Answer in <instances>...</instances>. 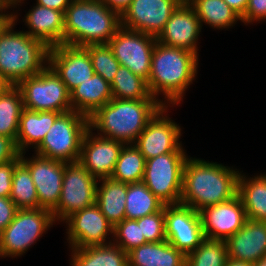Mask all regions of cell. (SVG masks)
Listing matches in <instances>:
<instances>
[{"mask_svg":"<svg viewBox=\"0 0 266 266\" xmlns=\"http://www.w3.org/2000/svg\"><path fill=\"white\" fill-rule=\"evenodd\" d=\"M240 172L223 164L187 158L183 168L180 203L199 212L237 195Z\"/></svg>","mask_w":266,"mask_h":266,"instance_id":"1","label":"cell"},{"mask_svg":"<svg viewBox=\"0 0 266 266\" xmlns=\"http://www.w3.org/2000/svg\"><path fill=\"white\" fill-rule=\"evenodd\" d=\"M198 55L156 41L147 81L150 94L163 105H178L197 75ZM163 94L166 100L158 99ZM167 101V102H166ZM169 103V104H168Z\"/></svg>","mask_w":266,"mask_h":266,"instance_id":"2","label":"cell"},{"mask_svg":"<svg viewBox=\"0 0 266 266\" xmlns=\"http://www.w3.org/2000/svg\"><path fill=\"white\" fill-rule=\"evenodd\" d=\"M17 18V14L12 15L0 29V77L11 86L48 65L49 48L24 31H14Z\"/></svg>","mask_w":266,"mask_h":266,"instance_id":"3","label":"cell"},{"mask_svg":"<svg viewBox=\"0 0 266 266\" xmlns=\"http://www.w3.org/2000/svg\"><path fill=\"white\" fill-rule=\"evenodd\" d=\"M162 106L157 99L112 98L89 117V128L97 130L99 136L134 144L148 121Z\"/></svg>","mask_w":266,"mask_h":266,"instance_id":"4","label":"cell"},{"mask_svg":"<svg viewBox=\"0 0 266 266\" xmlns=\"http://www.w3.org/2000/svg\"><path fill=\"white\" fill-rule=\"evenodd\" d=\"M121 27V15L101 0H72L64 14V44H108Z\"/></svg>","mask_w":266,"mask_h":266,"instance_id":"5","label":"cell"},{"mask_svg":"<svg viewBox=\"0 0 266 266\" xmlns=\"http://www.w3.org/2000/svg\"><path fill=\"white\" fill-rule=\"evenodd\" d=\"M89 130V118L77 111L61 113L35 154L63 162L78 161L85 133Z\"/></svg>","mask_w":266,"mask_h":266,"instance_id":"6","label":"cell"},{"mask_svg":"<svg viewBox=\"0 0 266 266\" xmlns=\"http://www.w3.org/2000/svg\"><path fill=\"white\" fill-rule=\"evenodd\" d=\"M53 223L56 222L48 209H18L12 222L0 233V257L22 256Z\"/></svg>","mask_w":266,"mask_h":266,"instance_id":"7","label":"cell"},{"mask_svg":"<svg viewBox=\"0 0 266 266\" xmlns=\"http://www.w3.org/2000/svg\"><path fill=\"white\" fill-rule=\"evenodd\" d=\"M16 86L21 90L25 109L59 113L72 110L70 92L49 65L38 74L21 80Z\"/></svg>","mask_w":266,"mask_h":266,"instance_id":"8","label":"cell"},{"mask_svg":"<svg viewBox=\"0 0 266 266\" xmlns=\"http://www.w3.org/2000/svg\"><path fill=\"white\" fill-rule=\"evenodd\" d=\"M186 153H166L146 160L142 182L164 204H180Z\"/></svg>","mask_w":266,"mask_h":266,"instance_id":"9","label":"cell"},{"mask_svg":"<svg viewBox=\"0 0 266 266\" xmlns=\"http://www.w3.org/2000/svg\"><path fill=\"white\" fill-rule=\"evenodd\" d=\"M98 180L79 162H65L61 196L52 210L55 222L96 203Z\"/></svg>","mask_w":266,"mask_h":266,"instance_id":"10","label":"cell"},{"mask_svg":"<svg viewBox=\"0 0 266 266\" xmlns=\"http://www.w3.org/2000/svg\"><path fill=\"white\" fill-rule=\"evenodd\" d=\"M156 41L153 35L121 26L108 45L121 66L148 81Z\"/></svg>","mask_w":266,"mask_h":266,"instance_id":"11","label":"cell"},{"mask_svg":"<svg viewBox=\"0 0 266 266\" xmlns=\"http://www.w3.org/2000/svg\"><path fill=\"white\" fill-rule=\"evenodd\" d=\"M167 109L163 105L155 113L134 143L146 160L166 153H186L179 141L181 128L165 114Z\"/></svg>","mask_w":266,"mask_h":266,"instance_id":"12","label":"cell"},{"mask_svg":"<svg viewBox=\"0 0 266 266\" xmlns=\"http://www.w3.org/2000/svg\"><path fill=\"white\" fill-rule=\"evenodd\" d=\"M165 237L177 250L185 255L195 250L205 238L200 214L183 205H164Z\"/></svg>","mask_w":266,"mask_h":266,"instance_id":"13","label":"cell"},{"mask_svg":"<svg viewBox=\"0 0 266 266\" xmlns=\"http://www.w3.org/2000/svg\"><path fill=\"white\" fill-rule=\"evenodd\" d=\"M64 221L68 225L66 233L71 248H83L112 242L106 238L109 234L113 235L114 226L102 214L96 203L72 213Z\"/></svg>","mask_w":266,"mask_h":266,"instance_id":"14","label":"cell"},{"mask_svg":"<svg viewBox=\"0 0 266 266\" xmlns=\"http://www.w3.org/2000/svg\"><path fill=\"white\" fill-rule=\"evenodd\" d=\"M20 154V161L28 168L38 196L39 208L52 211L59 202L65 171V162L48 159L39 155L25 158Z\"/></svg>","mask_w":266,"mask_h":266,"instance_id":"15","label":"cell"},{"mask_svg":"<svg viewBox=\"0 0 266 266\" xmlns=\"http://www.w3.org/2000/svg\"><path fill=\"white\" fill-rule=\"evenodd\" d=\"M181 0H132L121 15V26L157 37Z\"/></svg>","mask_w":266,"mask_h":266,"instance_id":"16","label":"cell"},{"mask_svg":"<svg viewBox=\"0 0 266 266\" xmlns=\"http://www.w3.org/2000/svg\"><path fill=\"white\" fill-rule=\"evenodd\" d=\"M48 65L64 82L69 92L94 75L85 47L61 44L49 48Z\"/></svg>","mask_w":266,"mask_h":266,"instance_id":"17","label":"cell"},{"mask_svg":"<svg viewBox=\"0 0 266 266\" xmlns=\"http://www.w3.org/2000/svg\"><path fill=\"white\" fill-rule=\"evenodd\" d=\"M205 238L224 240L241 229L246 220V212L238 195L223 203L205 207L199 211Z\"/></svg>","mask_w":266,"mask_h":266,"instance_id":"18","label":"cell"},{"mask_svg":"<svg viewBox=\"0 0 266 266\" xmlns=\"http://www.w3.org/2000/svg\"><path fill=\"white\" fill-rule=\"evenodd\" d=\"M93 134L90 128L85 133L78 161L97 180L110 178L124 143Z\"/></svg>","mask_w":266,"mask_h":266,"instance_id":"19","label":"cell"},{"mask_svg":"<svg viewBox=\"0 0 266 266\" xmlns=\"http://www.w3.org/2000/svg\"><path fill=\"white\" fill-rule=\"evenodd\" d=\"M201 29L194 8L188 2H182L172 13L156 40L163 45L182 48L199 55L197 40Z\"/></svg>","mask_w":266,"mask_h":266,"instance_id":"20","label":"cell"},{"mask_svg":"<svg viewBox=\"0 0 266 266\" xmlns=\"http://www.w3.org/2000/svg\"><path fill=\"white\" fill-rule=\"evenodd\" d=\"M228 258L256 263L266 256V221L247 218L244 226L226 240Z\"/></svg>","mask_w":266,"mask_h":266,"instance_id":"21","label":"cell"},{"mask_svg":"<svg viewBox=\"0 0 266 266\" xmlns=\"http://www.w3.org/2000/svg\"><path fill=\"white\" fill-rule=\"evenodd\" d=\"M30 37L43 42L48 48L64 43V13L36 4L24 16Z\"/></svg>","mask_w":266,"mask_h":266,"instance_id":"22","label":"cell"},{"mask_svg":"<svg viewBox=\"0 0 266 266\" xmlns=\"http://www.w3.org/2000/svg\"><path fill=\"white\" fill-rule=\"evenodd\" d=\"M112 98L111 85L95 73L70 92L72 110L88 118Z\"/></svg>","mask_w":266,"mask_h":266,"instance_id":"23","label":"cell"},{"mask_svg":"<svg viewBox=\"0 0 266 266\" xmlns=\"http://www.w3.org/2000/svg\"><path fill=\"white\" fill-rule=\"evenodd\" d=\"M60 114L54 111L38 112L24 108L15 142L19 153L26 152V148L31 145V148L34 146L33 148L36 149Z\"/></svg>","mask_w":266,"mask_h":266,"instance_id":"24","label":"cell"},{"mask_svg":"<svg viewBox=\"0 0 266 266\" xmlns=\"http://www.w3.org/2000/svg\"><path fill=\"white\" fill-rule=\"evenodd\" d=\"M128 266H186V255L167 240L148 242L128 252Z\"/></svg>","mask_w":266,"mask_h":266,"instance_id":"25","label":"cell"},{"mask_svg":"<svg viewBox=\"0 0 266 266\" xmlns=\"http://www.w3.org/2000/svg\"><path fill=\"white\" fill-rule=\"evenodd\" d=\"M246 216L257 221H266V174L246 177L240 171L237 185Z\"/></svg>","mask_w":266,"mask_h":266,"instance_id":"26","label":"cell"},{"mask_svg":"<svg viewBox=\"0 0 266 266\" xmlns=\"http://www.w3.org/2000/svg\"><path fill=\"white\" fill-rule=\"evenodd\" d=\"M98 181L102 184L97 185L96 204L106 219L115 226L125 219L127 184L111 178H103Z\"/></svg>","mask_w":266,"mask_h":266,"instance_id":"27","label":"cell"},{"mask_svg":"<svg viewBox=\"0 0 266 266\" xmlns=\"http://www.w3.org/2000/svg\"><path fill=\"white\" fill-rule=\"evenodd\" d=\"M71 250L72 266H128V253L113 242Z\"/></svg>","mask_w":266,"mask_h":266,"instance_id":"28","label":"cell"},{"mask_svg":"<svg viewBox=\"0 0 266 266\" xmlns=\"http://www.w3.org/2000/svg\"><path fill=\"white\" fill-rule=\"evenodd\" d=\"M188 3L194 8L201 27L204 22L220 30L241 21V16L223 0H189Z\"/></svg>","mask_w":266,"mask_h":266,"instance_id":"29","label":"cell"},{"mask_svg":"<svg viewBox=\"0 0 266 266\" xmlns=\"http://www.w3.org/2000/svg\"><path fill=\"white\" fill-rule=\"evenodd\" d=\"M23 109L21 90L17 86L7 85L0 90V135L16 142Z\"/></svg>","mask_w":266,"mask_h":266,"instance_id":"30","label":"cell"},{"mask_svg":"<svg viewBox=\"0 0 266 266\" xmlns=\"http://www.w3.org/2000/svg\"><path fill=\"white\" fill-rule=\"evenodd\" d=\"M164 204L141 181L127 184L125 219H139L159 212Z\"/></svg>","mask_w":266,"mask_h":266,"instance_id":"31","label":"cell"},{"mask_svg":"<svg viewBox=\"0 0 266 266\" xmlns=\"http://www.w3.org/2000/svg\"><path fill=\"white\" fill-rule=\"evenodd\" d=\"M145 166L146 159L135 144H124L110 178L126 184L141 182Z\"/></svg>","mask_w":266,"mask_h":266,"instance_id":"32","label":"cell"},{"mask_svg":"<svg viewBox=\"0 0 266 266\" xmlns=\"http://www.w3.org/2000/svg\"><path fill=\"white\" fill-rule=\"evenodd\" d=\"M111 85L112 97L121 100L156 99L148 89L147 81L127 67L118 68Z\"/></svg>","mask_w":266,"mask_h":266,"instance_id":"33","label":"cell"},{"mask_svg":"<svg viewBox=\"0 0 266 266\" xmlns=\"http://www.w3.org/2000/svg\"><path fill=\"white\" fill-rule=\"evenodd\" d=\"M9 198L18 209H38L39 202L28 168L20 161L14 168Z\"/></svg>","mask_w":266,"mask_h":266,"instance_id":"34","label":"cell"},{"mask_svg":"<svg viewBox=\"0 0 266 266\" xmlns=\"http://www.w3.org/2000/svg\"><path fill=\"white\" fill-rule=\"evenodd\" d=\"M227 258L226 241L204 238L186 255V266H225Z\"/></svg>","mask_w":266,"mask_h":266,"instance_id":"35","label":"cell"},{"mask_svg":"<svg viewBox=\"0 0 266 266\" xmlns=\"http://www.w3.org/2000/svg\"><path fill=\"white\" fill-rule=\"evenodd\" d=\"M85 48L90 56L94 73L100 75L109 84L112 83L120 63L108 44H92Z\"/></svg>","mask_w":266,"mask_h":266,"instance_id":"36","label":"cell"},{"mask_svg":"<svg viewBox=\"0 0 266 266\" xmlns=\"http://www.w3.org/2000/svg\"><path fill=\"white\" fill-rule=\"evenodd\" d=\"M112 238L113 243L127 253L135 247L148 243L142 234L141 224L134 219H123L117 223Z\"/></svg>","mask_w":266,"mask_h":266,"instance_id":"37","label":"cell"},{"mask_svg":"<svg viewBox=\"0 0 266 266\" xmlns=\"http://www.w3.org/2000/svg\"><path fill=\"white\" fill-rule=\"evenodd\" d=\"M147 242H162L165 237L164 207L154 214L136 219Z\"/></svg>","mask_w":266,"mask_h":266,"instance_id":"38","label":"cell"},{"mask_svg":"<svg viewBox=\"0 0 266 266\" xmlns=\"http://www.w3.org/2000/svg\"><path fill=\"white\" fill-rule=\"evenodd\" d=\"M262 20H266V0H249L241 22L248 25Z\"/></svg>","mask_w":266,"mask_h":266,"instance_id":"39","label":"cell"},{"mask_svg":"<svg viewBox=\"0 0 266 266\" xmlns=\"http://www.w3.org/2000/svg\"><path fill=\"white\" fill-rule=\"evenodd\" d=\"M20 162V155L9 163L0 165V197H9L15 166Z\"/></svg>","mask_w":266,"mask_h":266,"instance_id":"40","label":"cell"},{"mask_svg":"<svg viewBox=\"0 0 266 266\" xmlns=\"http://www.w3.org/2000/svg\"><path fill=\"white\" fill-rule=\"evenodd\" d=\"M20 155L11 137L0 135V165L14 161Z\"/></svg>","mask_w":266,"mask_h":266,"instance_id":"41","label":"cell"},{"mask_svg":"<svg viewBox=\"0 0 266 266\" xmlns=\"http://www.w3.org/2000/svg\"><path fill=\"white\" fill-rule=\"evenodd\" d=\"M17 210L9 197H0V233L12 222Z\"/></svg>","mask_w":266,"mask_h":266,"instance_id":"42","label":"cell"},{"mask_svg":"<svg viewBox=\"0 0 266 266\" xmlns=\"http://www.w3.org/2000/svg\"><path fill=\"white\" fill-rule=\"evenodd\" d=\"M72 0H37L36 4L56 9L65 14L67 7L70 5Z\"/></svg>","mask_w":266,"mask_h":266,"instance_id":"43","label":"cell"},{"mask_svg":"<svg viewBox=\"0 0 266 266\" xmlns=\"http://www.w3.org/2000/svg\"><path fill=\"white\" fill-rule=\"evenodd\" d=\"M106 4L111 10L116 11L120 15L129 7L132 0H101Z\"/></svg>","mask_w":266,"mask_h":266,"instance_id":"44","label":"cell"},{"mask_svg":"<svg viewBox=\"0 0 266 266\" xmlns=\"http://www.w3.org/2000/svg\"><path fill=\"white\" fill-rule=\"evenodd\" d=\"M240 16L245 13L249 0H223Z\"/></svg>","mask_w":266,"mask_h":266,"instance_id":"45","label":"cell"},{"mask_svg":"<svg viewBox=\"0 0 266 266\" xmlns=\"http://www.w3.org/2000/svg\"><path fill=\"white\" fill-rule=\"evenodd\" d=\"M21 1L23 2L24 0H0V12L5 13L7 12L6 9L19 6L20 3L22 4Z\"/></svg>","mask_w":266,"mask_h":266,"instance_id":"46","label":"cell"},{"mask_svg":"<svg viewBox=\"0 0 266 266\" xmlns=\"http://www.w3.org/2000/svg\"><path fill=\"white\" fill-rule=\"evenodd\" d=\"M225 266H253V264L245 261L227 258Z\"/></svg>","mask_w":266,"mask_h":266,"instance_id":"47","label":"cell"},{"mask_svg":"<svg viewBox=\"0 0 266 266\" xmlns=\"http://www.w3.org/2000/svg\"><path fill=\"white\" fill-rule=\"evenodd\" d=\"M12 15H13L12 12L11 13L0 12V29L11 18Z\"/></svg>","mask_w":266,"mask_h":266,"instance_id":"48","label":"cell"},{"mask_svg":"<svg viewBox=\"0 0 266 266\" xmlns=\"http://www.w3.org/2000/svg\"><path fill=\"white\" fill-rule=\"evenodd\" d=\"M253 266H266V256L254 263Z\"/></svg>","mask_w":266,"mask_h":266,"instance_id":"49","label":"cell"},{"mask_svg":"<svg viewBox=\"0 0 266 266\" xmlns=\"http://www.w3.org/2000/svg\"><path fill=\"white\" fill-rule=\"evenodd\" d=\"M7 85L4 83V81L0 77V90L4 89Z\"/></svg>","mask_w":266,"mask_h":266,"instance_id":"50","label":"cell"}]
</instances>
